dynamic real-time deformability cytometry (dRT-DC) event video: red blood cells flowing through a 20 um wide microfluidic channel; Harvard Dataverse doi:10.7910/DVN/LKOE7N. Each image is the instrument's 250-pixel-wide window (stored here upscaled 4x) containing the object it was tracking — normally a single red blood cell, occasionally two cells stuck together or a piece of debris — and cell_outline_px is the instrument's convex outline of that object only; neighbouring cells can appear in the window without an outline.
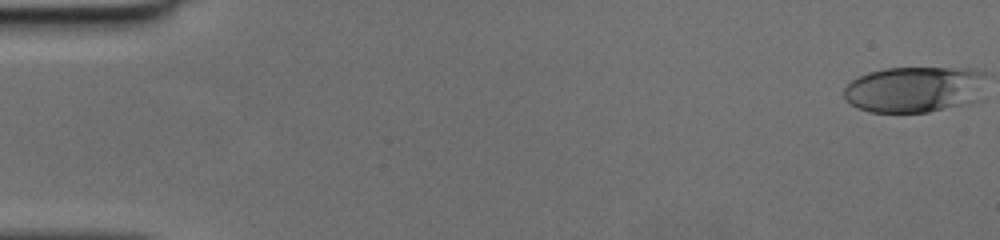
{"species": "human", "species_latin": "Homo sapiens", "temperature_condition": "cold", "stored_images_in_passage": 50, "camera_frame_rate_fps": 3000, "um_per_image_px": 0.085, "donor": {"sex": "female"}, "frame": {"image": 1, "passage_image": 1, "time_ms": 0.0, "image_size_px": [1000, 240], "cell_outline_px": [[984, 76], [960, 104], [928, 112], [868, 112], [856, 108], [844, 96], [844, 88], [852, 80], [868, 72], [884, 68], [968, 68], [984, 72]], "centroid_in_image_um": [77.48, 7.57], "position_along_channel_um": 7.5, "area_um2": 36.41}}
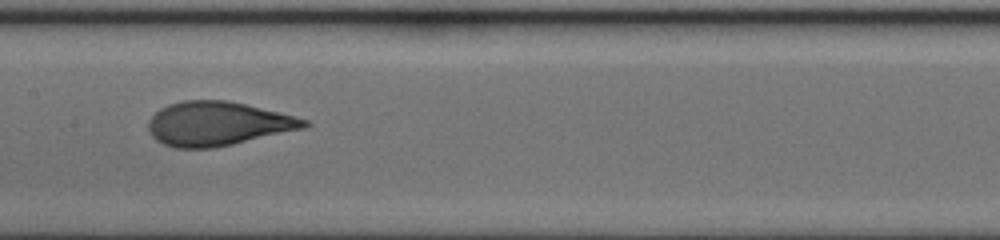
{"frame": {"image": 2, "passage_image": 26, "time_ms": 8.333, "image_size_px": [1000, 240], "cell_outline_px": [[312, 124], [304, 128], [232, 144], [212, 148], [172, 148], [156, 140], [148, 132], [148, 120], [160, 108], [168, 104], [184, 100], [228, 100], [308, 120]], "centroid_in_image_um": [18.44, 10.52], "position_along_channel_um": 189.0, "area_um2": 39.71}}
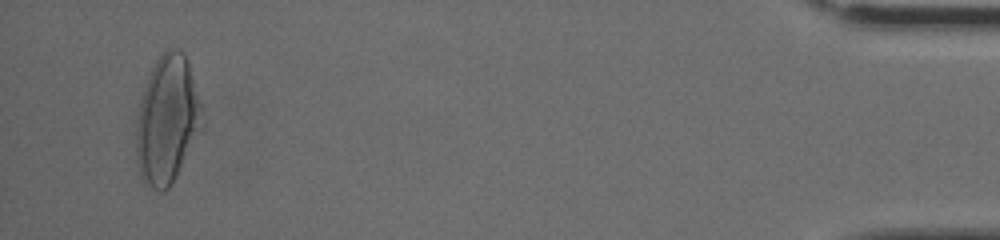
{"frame": {"image": 3, "passage_image": 48, "time_ms": 15.667, "image_size_px": [1000, 240], "cell_outline_px": [[204, 124], [168, 188], [164, 192], [160, 192], [144, 184], [140, 172], [136, 148], [136, 132], [140, 104], [144, 88], [152, 68], [156, 60], [168, 48], [180, 48], [184, 52], [188, 60]], "centroid_in_image_um": [14.2, 10.17], "position_along_channel_um": 421.0, "area_um2": 48.03}}